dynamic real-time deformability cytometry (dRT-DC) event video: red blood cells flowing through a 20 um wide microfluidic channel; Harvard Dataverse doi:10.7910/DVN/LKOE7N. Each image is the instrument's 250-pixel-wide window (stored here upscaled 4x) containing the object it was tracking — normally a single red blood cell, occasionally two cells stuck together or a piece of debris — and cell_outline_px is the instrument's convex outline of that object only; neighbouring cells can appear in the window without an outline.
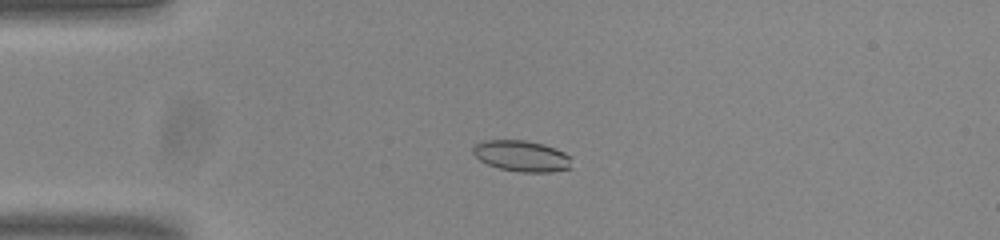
{"species": "common noctule bat (a hibernating species)", "species_latin": "Nyctalus noctula", "temperature_condition": "room temperature", "stored_images_in_passage": 54, "camera_frame_rate_fps": 3000, "um_per_image_px": 0.085, "animal": {"sex": "male", "body_mass_g": 20.0, "forearm_length_mm": 53.3}, "frame": {"image": 1, "passage_image": 14, "time_ms": 4.333, "image_size_px": [1000, 240], "cell_outline_px": [[572, 168], [552, 172], [520, 172], [500, 168], [488, 164], [480, 160], [472, 152], [472, 148], [476, 144], [484, 140], [524, 140], [544, 144], [564, 152], [568, 156]], "centroid_in_image_um": [44.34, 13.26], "position_along_channel_um": 40.7, "area_um2": 17.74}}
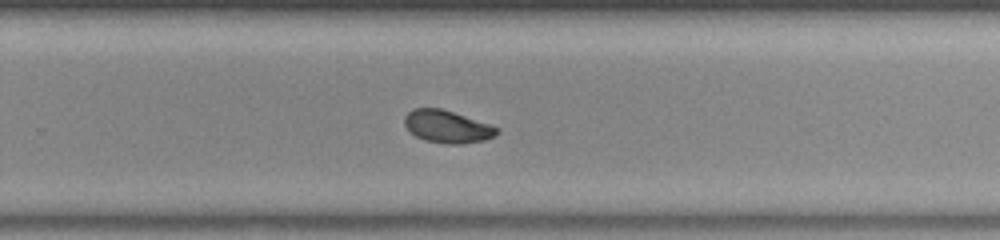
{"frame": {"image": 2, "passage_image": 36, "time_ms": 11.667, "image_size_px": [1000, 240], "cell_outline_px": [[500, 132], [484, 140], [460, 144], [448, 144], [424, 140], [416, 136], [404, 124], [404, 116], [412, 108], [440, 108], [500, 128]], "centroid_in_image_um": [37.99, 10.76], "position_along_channel_um": 291.8, "area_um2": 17.22}}
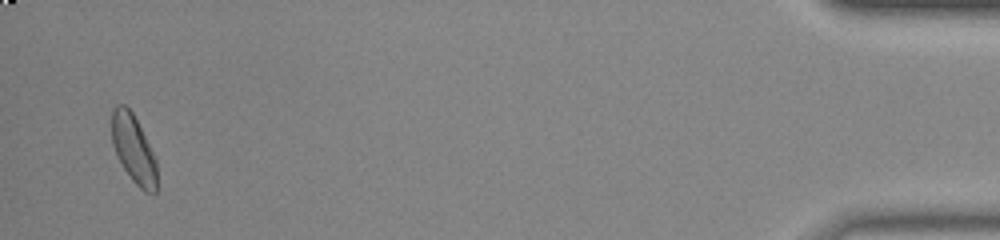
{"frame": {"image": 3, "passage_image": 53, "time_ms": 17.333, "image_size_px": [1000, 240], "cell_outline_px": [[156, 192], [144, 192], [132, 180], [124, 168], [112, 144], [112, 108], [116, 104], [124, 104], [132, 112], [156, 160]], "centroid_in_image_um": [11.33, 12.65], "position_along_channel_um": 423.9, "area_um2": 17.46}, "authors_computed_cell_mechanics": {"area_um2": 17.7446, "velocity_mm_per_s": 3.8212, "shape_relaxation_time_tau1_ms": 3.6044, "shape_relaxation_time_tau2_ms": 2.1968, "deformation_change_tau1": 0.1135, "deformation_change_tau2": 0.0577}}